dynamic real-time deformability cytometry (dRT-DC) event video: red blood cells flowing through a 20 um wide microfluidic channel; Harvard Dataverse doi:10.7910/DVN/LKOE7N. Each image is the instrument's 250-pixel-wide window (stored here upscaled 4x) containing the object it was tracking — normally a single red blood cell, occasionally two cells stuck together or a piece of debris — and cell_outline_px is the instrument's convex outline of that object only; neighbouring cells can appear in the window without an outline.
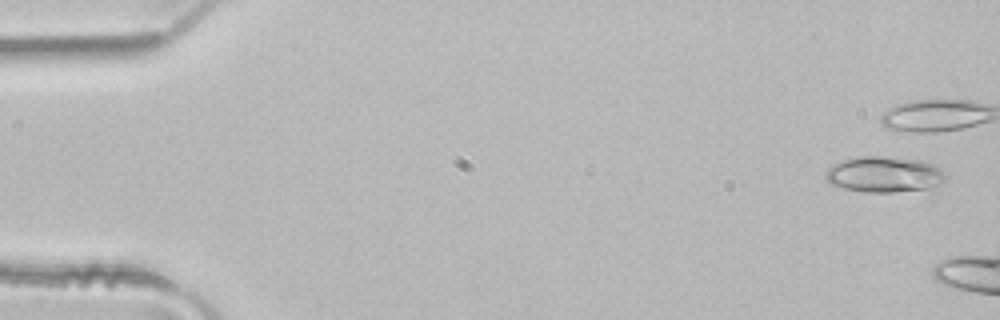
{"species": "common noctule bat (a hibernating species)", "species_latin": "Nyctalus noctula", "temperature_condition": "room temperature", "stored_images_in_passage": 3, "camera_frame_rate_fps": 3000, "um_per_image_px": 0.085, "animal": {"sex": "male", "body_mass_g": 21.5, "forearm_length_mm": 52.0}, "frame": {"image": 1, "passage_image": 1, "time_ms": 0.0, "image_size_px": [1000, 320], "cell_outline_px": [[944, 180], [940, 184], [928, 188], [892, 192], [864, 192], [844, 188], [828, 184], [824, 176], [824, 172], [828, 168], [844, 160], [856, 156], [884, 156], [924, 160], [936, 164], [944, 172]], "centroid_in_image_um": [75.14, 14.81], "position_along_channel_um": 9.9, "area_um2": 25.26}}